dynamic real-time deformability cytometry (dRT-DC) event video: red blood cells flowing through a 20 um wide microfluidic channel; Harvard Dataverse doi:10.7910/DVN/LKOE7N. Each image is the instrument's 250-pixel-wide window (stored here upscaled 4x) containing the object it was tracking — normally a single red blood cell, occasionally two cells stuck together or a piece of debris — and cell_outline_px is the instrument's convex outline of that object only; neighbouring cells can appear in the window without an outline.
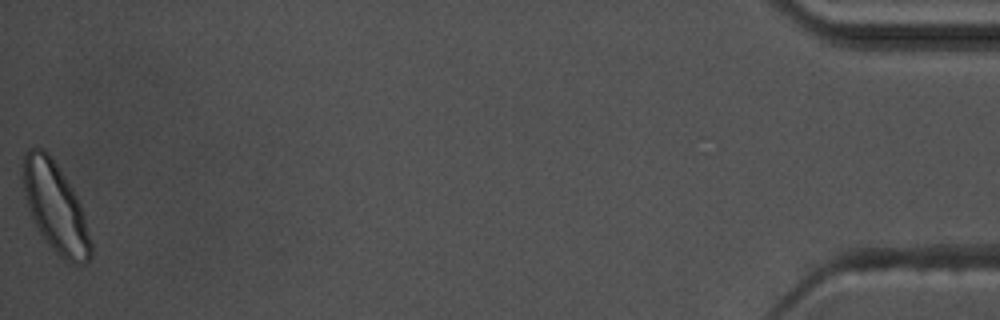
{"species": "common noctule bat (a hibernating species)", "species_latin": "Nyctalus noctula", "temperature_condition": "warm", "stored_images_in_passage": 56, "camera_frame_rate_fps": 3000, "um_per_image_px": 0.085, "animal": {"sex": "male", "body_mass_g": 17.5, "forearm_length_mm": 52.3}, "frame": {"image": 1, "passage_image": 56, "time_ms": 18.333, "image_size_px": [1000, 320], "cell_outline_px": [[92, 256], [84, 264], [72, 264], [60, 256], [48, 244], [36, 228], [24, 196], [20, 176], [24, 152], [28, 148], [44, 148], [56, 164], [72, 188], [80, 204], [84, 216], [92, 244]], "centroid_in_image_um": [4.67, 17.61], "position_along_channel_um": 430.5, "area_um2": 35.6}}